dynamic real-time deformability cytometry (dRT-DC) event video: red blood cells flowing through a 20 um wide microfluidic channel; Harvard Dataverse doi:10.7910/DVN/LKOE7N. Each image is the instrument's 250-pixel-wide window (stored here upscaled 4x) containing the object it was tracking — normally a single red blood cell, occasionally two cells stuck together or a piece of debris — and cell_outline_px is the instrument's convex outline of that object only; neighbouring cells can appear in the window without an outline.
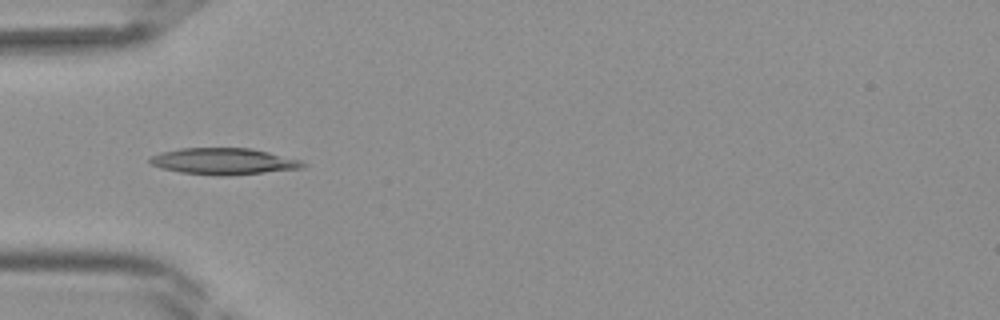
{"species": "Egyptian fruit bat (a non-hibernating species)", "species_latin": "Rousettus aegyptiacus", "temperature_condition": "room temperature", "stored_images_in_passage": 31, "camera_frame_rate_fps": 3000, "um_per_image_px": 0.085, "frame": {"image": 1, "passage_image": 3, "time_ms": 0.667, "image_size_px": [1000, 320], "cell_outline_px": [[308, 164], [304, 168], [224, 176], [216, 176], [180, 172], [160, 168], [148, 164], [148, 156], [160, 152], [180, 148], [252, 148], [304, 160]], "centroid_in_image_um": [18.99, 13.71], "position_along_channel_um": 66.0, "area_um2": 24.04}}
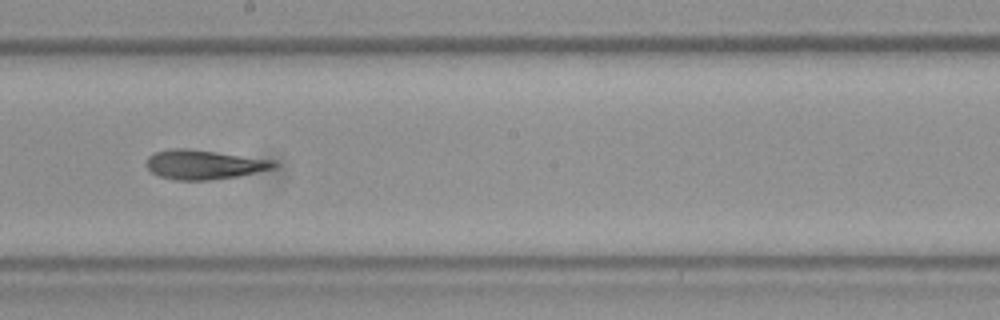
{"frame": {"image": 2, "passage_image": 13, "time_ms": 4.0, "image_size_px": [1000, 320], "cell_outline_px": [[276, 168], [240, 176], [208, 180], [176, 180], [156, 176], [144, 164], [148, 156], [156, 152], [172, 148], [188, 148], [272, 160], [276, 164]], "centroid_in_image_um": [17.29, 14.0], "position_along_channel_um": 230.9, "area_um2": 21.85}}
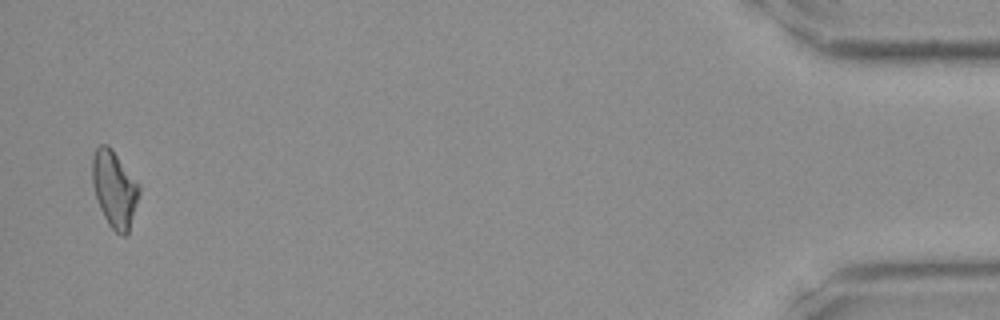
{"frame": {"image": 3, "passage_image": 30, "time_ms": 9.667, "image_size_px": [1000, 320], "cell_outline_px": [[140, 192], [128, 232], [124, 236], [120, 236], [108, 224], [100, 208], [92, 184], [92, 156], [96, 148], [100, 144], [108, 144], [112, 148], [140, 184]], "centroid_in_image_um": [9.73, 16.03], "position_along_channel_um": 425.5, "area_um2": 20.98}}